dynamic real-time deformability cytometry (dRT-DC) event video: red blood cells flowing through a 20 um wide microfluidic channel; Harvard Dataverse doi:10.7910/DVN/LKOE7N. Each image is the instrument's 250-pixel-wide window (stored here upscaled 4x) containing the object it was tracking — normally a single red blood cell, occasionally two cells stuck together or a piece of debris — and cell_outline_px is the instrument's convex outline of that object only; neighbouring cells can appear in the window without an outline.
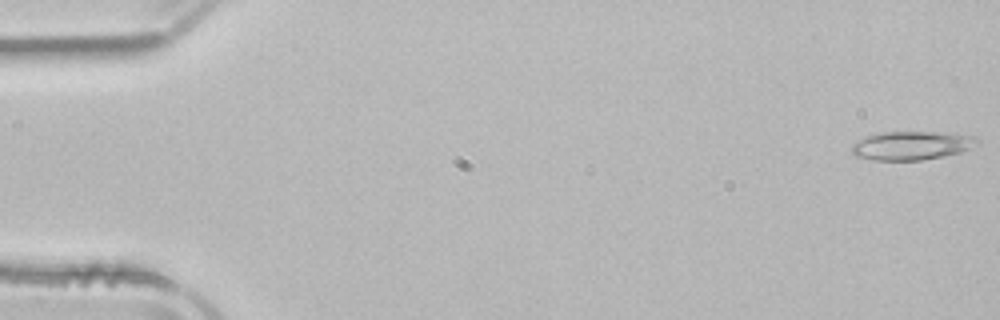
{"species": "common noctule bat (a hibernating species)", "species_latin": "Nyctalus noctula", "temperature_condition": "room temperature", "stored_images_in_passage": 52, "camera_frame_rate_fps": 3000, "um_per_image_px": 0.085, "animal": {"sex": "male", "body_mass_g": 21.5, "forearm_length_mm": 52.0}, "frame": {"image": 1, "passage_image": 1, "time_ms": 0.0, "image_size_px": [1000, 320], "cell_outline_px": [[980, 144], [960, 152], [944, 156], [920, 160], [872, 160], [856, 156], [852, 152], [852, 144], [856, 140], [864, 136], [880, 132], [936, 132], [976, 136], [980, 140]], "centroid_in_image_um": [77.48, 12.36], "position_along_channel_um": 7.5, "area_um2": 21.1}}
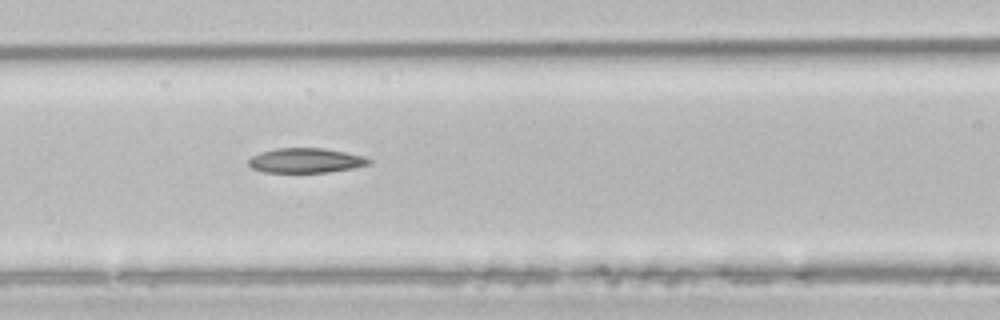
{"frame": {"image": 2, "passage_image": 22, "time_ms": 7.0, "image_size_px": [1000, 320], "cell_outline_px": [[372, 160], [368, 164], [352, 168], [328, 172], [264, 172], [252, 168], [248, 164], [248, 160], [252, 156], [260, 152], [276, 148], [324, 148], [364, 156]], "centroid_in_image_um": [25.96, 13.63], "position_along_channel_um": 140.6, "area_um2": 17.22}}
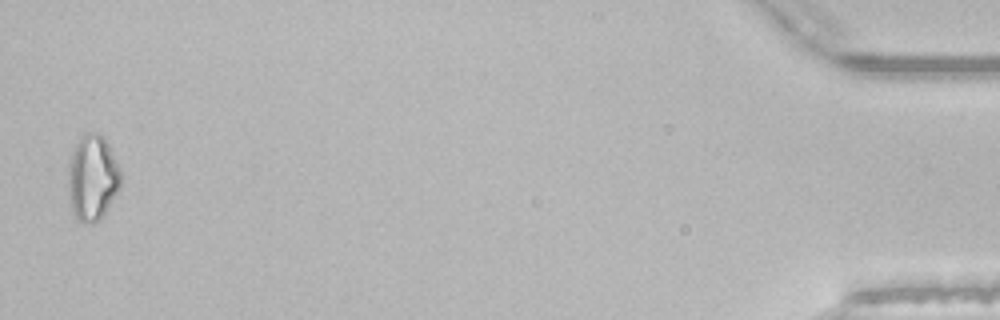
{"frame": {"image": 3, "passage_image": 51, "time_ms": 16.667, "image_size_px": [1000, 320], "cell_outline_px": [[124, 180], [120, 188], [104, 216], [100, 220], [88, 224], [84, 224], [76, 216], [72, 208], [68, 196], [68, 164], [72, 152], [76, 144], [84, 132], [96, 132], [104, 136], [120, 168]], "centroid_in_image_um": [7.89, 15.11], "position_along_channel_um": 427.3, "area_um2": 26.76}}